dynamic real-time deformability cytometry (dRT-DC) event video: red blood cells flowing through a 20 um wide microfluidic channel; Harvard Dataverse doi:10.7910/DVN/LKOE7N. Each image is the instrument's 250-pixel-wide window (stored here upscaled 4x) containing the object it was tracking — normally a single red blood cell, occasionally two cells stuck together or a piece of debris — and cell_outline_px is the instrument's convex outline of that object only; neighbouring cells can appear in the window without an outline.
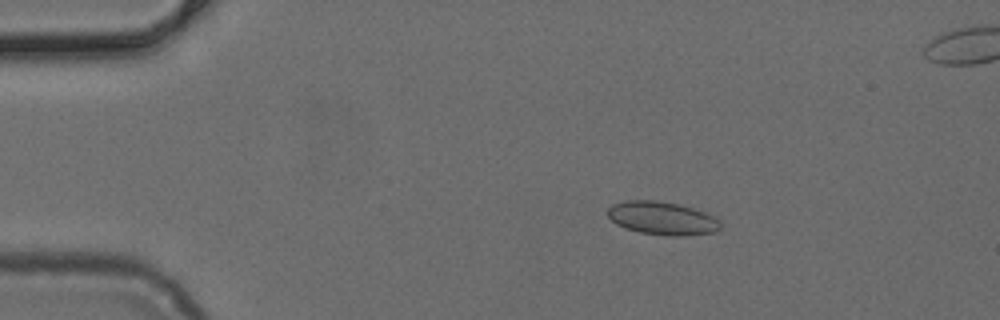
{"species": "common noctule bat (a hibernating species)", "species_latin": "Nyctalus noctula", "temperature_condition": "cold", "stored_images_in_passage": 24, "camera_frame_rate_fps": 3000, "um_per_image_px": 0.085, "animal": {"sex": "female", "body_mass_g": 24.6, "forearm_length_mm": 56.2}, "frame": {"image": 1, "passage_image": 1, "time_ms": 0.0, "image_size_px": [1000, 320], "cell_outline_px": [[720, 228], [716, 232], [688, 236], [664, 236], [640, 232], [624, 228], [616, 224], [604, 212], [612, 204], [624, 200], [656, 200], [680, 204], [704, 212], [720, 220]], "centroid_in_image_um": [56.26, 18.55], "position_along_channel_um": 28.7, "area_um2": 22.2}}
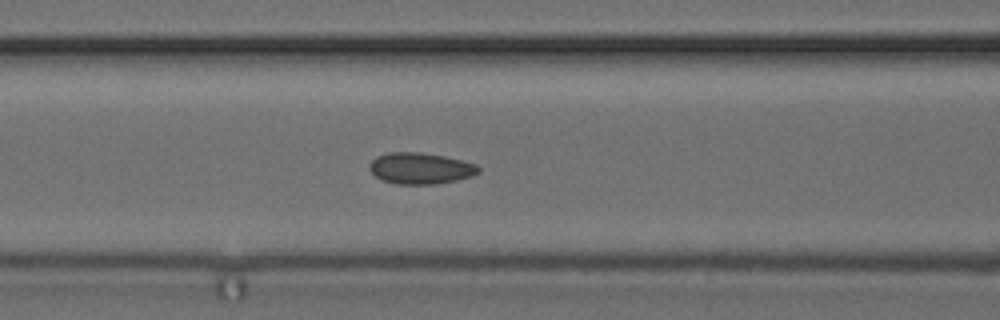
{"frame": {"image": 2, "passage_image": 13, "time_ms": 4.0, "image_size_px": [1000, 320], "cell_outline_px": [[480, 172], [472, 176], [456, 180], [436, 184], [396, 184], [384, 180], [376, 176], [368, 168], [368, 164], [376, 156], [388, 152], [420, 152], [444, 156], [476, 164], [480, 168]], "centroid_in_image_um": [35.73, 14.3], "position_along_channel_um": 130.9, "area_um2": 19.88}}
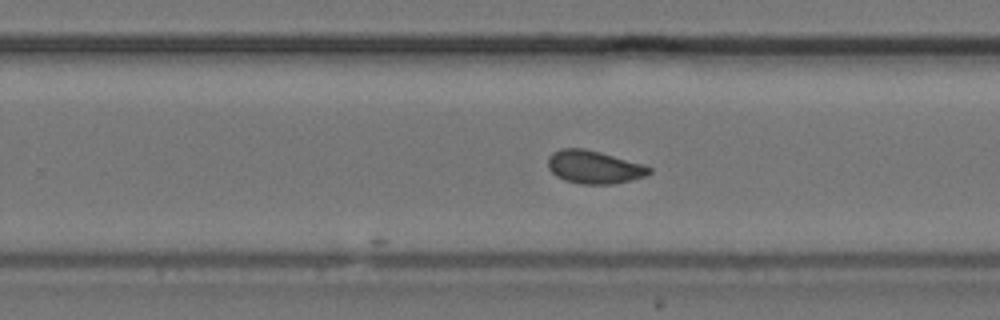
{"frame": {"image": 3, "passage_image": 24, "time_ms": 7.667, "image_size_px": [1000, 320], "cell_outline_px": [[652, 172], [648, 176], [632, 180], [612, 184], [580, 184], [564, 180], [556, 176], [548, 168], [548, 156], [552, 152], [560, 148], [584, 148], [600, 152], [644, 164], [652, 168]], "centroid_in_image_um": [50.51, 14.2], "position_along_channel_um": 279.3, "area_um2": 19.77}}